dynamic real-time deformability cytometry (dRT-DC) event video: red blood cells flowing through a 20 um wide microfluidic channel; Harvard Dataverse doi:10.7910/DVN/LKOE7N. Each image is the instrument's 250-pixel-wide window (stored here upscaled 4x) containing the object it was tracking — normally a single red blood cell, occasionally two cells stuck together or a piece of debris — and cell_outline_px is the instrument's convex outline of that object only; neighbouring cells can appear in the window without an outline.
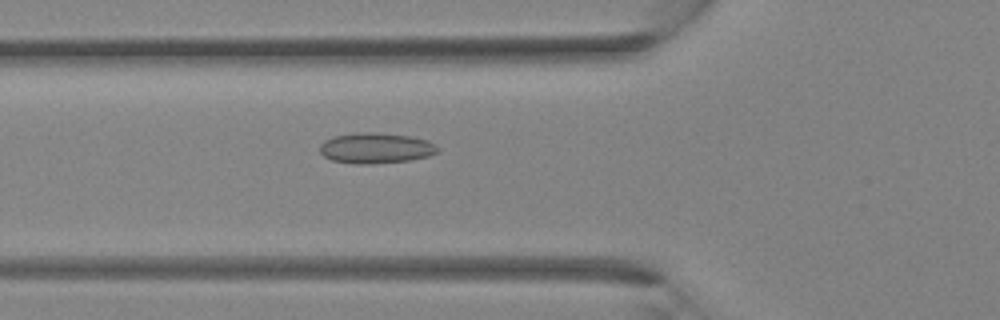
{"species": "Egyptian fruit bat (a non-hibernating species)", "species_latin": "Rousettus aegyptiacus", "temperature_condition": "room temperature", "stored_images_in_passage": 38, "camera_frame_rate_fps": 3000, "um_per_image_px": 0.085, "animal": {"sex": "female"}, "frame": {"image": 1, "passage_image": 14, "time_ms": 4.333, "image_size_px": [1000, 320], "cell_outline_px": [[440, 152], [428, 156], [408, 160], [372, 164], [356, 164], [332, 160], [324, 156], [320, 152], [320, 144], [324, 140], [336, 136], [364, 132], [376, 132], [412, 136], [428, 140], [440, 148]], "centroid_in_image_um": [31.98, 12.59], "position_along_channel_um": 93.8, "area_um2": 21.04}}
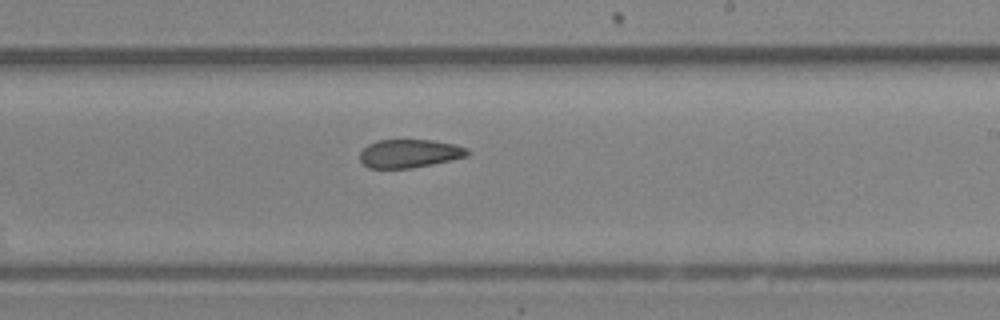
{"frame": {"image": 2, "passage_image": 23, "time_ms": 7.333, "image_size_px": [1000, 320], "cell_outline_px": [[468, 156], [432, 164], [412, 168], [368, 168], [360, 160], [360, 152], [368, 144], [376, 140], [432, 140], [456, 144], [468, 148]], "centroid_in_image_um": [34.8, 13.04], "position_along_channel_um": 254.2, "area_um2": 17.8}}
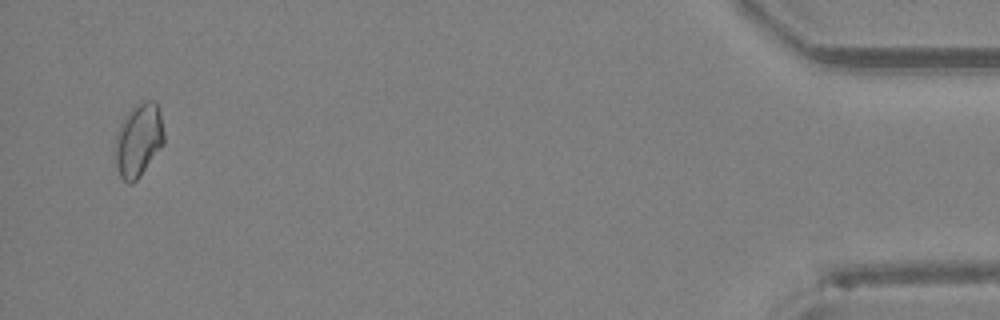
{"frame": {"image": 3, "passage_image": 37, "time_ms": 12.0, "image_size_px": [1000, 320], "cell_outline_px": [[164, 144], [140, 176], [132, 184], [128, 184], [120, 176], [116, 164], [116, 136], [120, 124], [124, 116], [136, 104], [144, 100], [156, 100], [160, 112], [164, 132]], "centroid_in_image_um": [11.8, 11.88], "position_along_channel_um": 423.4, "area_um2": 20.87}}